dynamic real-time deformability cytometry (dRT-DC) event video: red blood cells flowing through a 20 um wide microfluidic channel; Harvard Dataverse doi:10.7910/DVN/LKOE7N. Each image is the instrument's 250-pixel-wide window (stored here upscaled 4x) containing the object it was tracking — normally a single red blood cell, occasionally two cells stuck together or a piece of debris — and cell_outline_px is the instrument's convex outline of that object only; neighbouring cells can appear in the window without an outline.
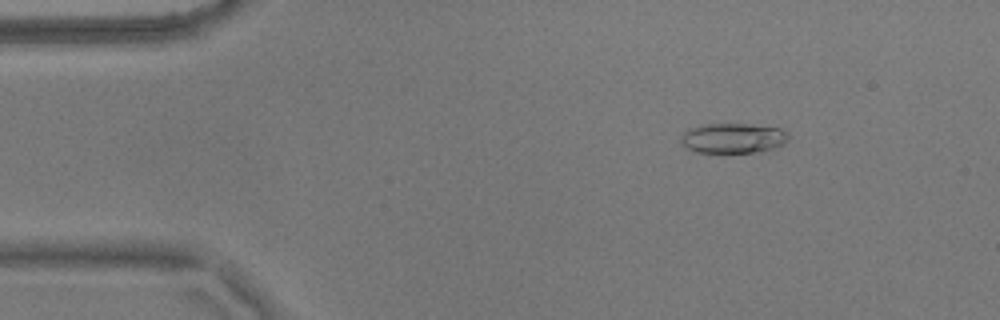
{"species": "common noctule bat (a hibernating species)", "species_latin": "Nyctalus noctula", "temperature_condition": "warm", "stored_images_in_passage": 56, "camera_frame_rate_fps": 3000, "um_per_image_px": 0.085, "animal": {"sex": "male", "body_mass_g": 17.9}, "frame": {"image": 1, "passage_image": 8, "time_ms": 2.333, "image_size_px": [1000, 320], "cell_outline_px": [[788, 140], [784, 144], [772, 148], [752, 152], [696, 152], [688, 148], [680, 140], [680, 136], [688, 128], [704, 124], [752, 124], [780, 128], [788, 132]], "centroid_in_image_um": [62.31, 11.72], "position_along_channel_um": 22.7, "area_um2": 18.73}}
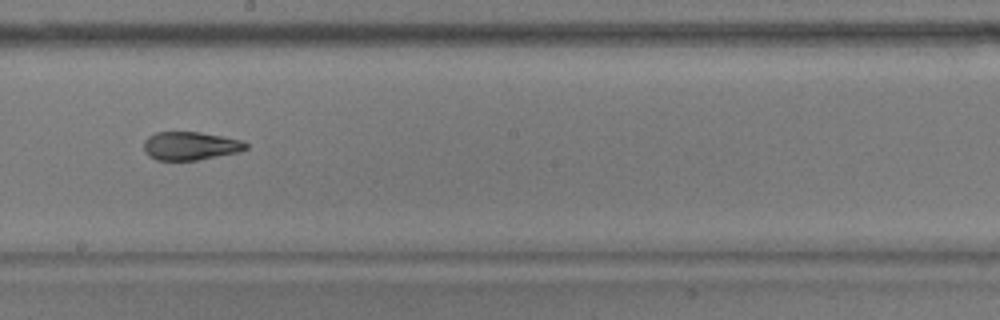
{"frame": {"image": 2, "passage_image": 31, "time_ms": 10.0, "image_size_px": [1000, 320], "cell_outline_px": [[248, 148], [240, 152], [196, 160], [156, 160], [148, 156], [144, 152], [144, 140], [148, 136], [156, 132], [200, 132], [244, 140], [248, 144]], "centroid_in_image_um": [16.19, 12.4], "position_along_channel_um": 232.0, "area_um2": 17.05}}
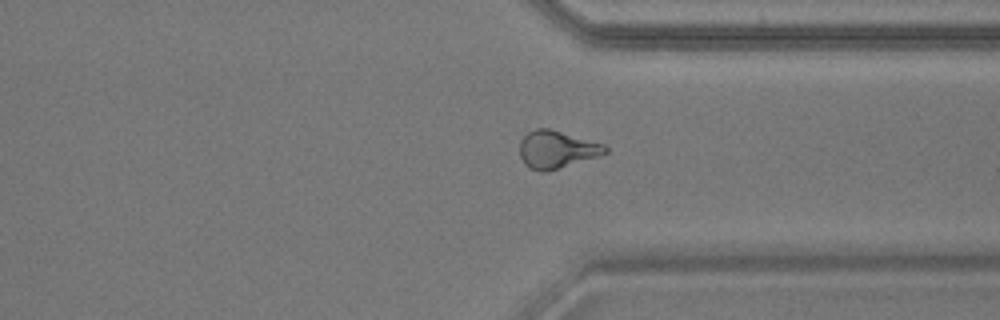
{"frame": {"image": 3, "passage_image": 42, "time_ms": 13.667, "image_size_px": [1000, 320], "cell_outline_px": [[608, 152], [596, 156], [544, 172], [540, 172], [528, 168], [524, 164], [520, 156], [520, 140], [528, 132], [536, 128], [548, 128], [604, 144], [608, 148]], "centroid_in_image_um": [47.27, 12.7], "position_along_channel_um": 364.1, "area_um2": 18.38}, "authors_computed_cell_mechanics": {"area_um2": 18.1492, "velocity_mm_per_s": 3.6183, "shape_relaxation_time_tau1_ms": null, "shape_relaxation_time_tau2_ms": 2.876, "deformation_change_tau1": null, "deformation_change_tau2": 0.1062}}